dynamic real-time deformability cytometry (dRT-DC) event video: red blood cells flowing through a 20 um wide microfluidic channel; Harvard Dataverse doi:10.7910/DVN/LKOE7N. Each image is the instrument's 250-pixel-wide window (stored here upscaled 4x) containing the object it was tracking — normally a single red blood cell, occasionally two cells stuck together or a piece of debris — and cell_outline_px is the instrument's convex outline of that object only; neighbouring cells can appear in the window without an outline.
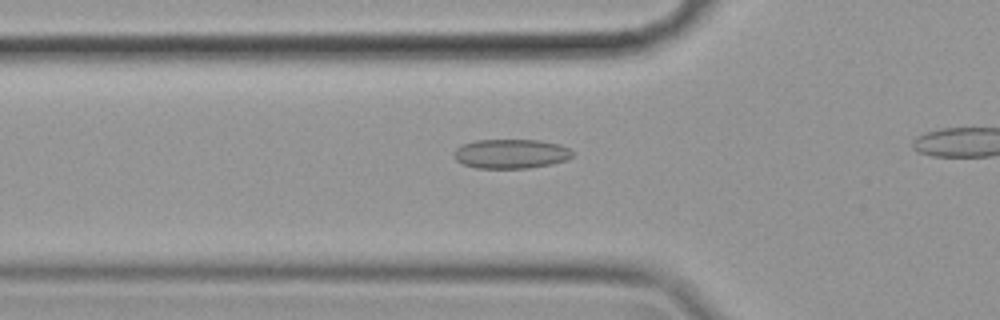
{"species": "common noctule bat (a hibernating species)", "species_latin": "Nyctalus noctula", "temperature_condition": "cold", "stored_images_in_passage": 21, "camera_frame_rate_fps": 3000, "um_per_image_px": 0.085, "animal": {"sex": "female", "body_mass_g": 19.9}, "frame": {"image": 1, "passage_image": 12, "time_ms": 3.667, "image_size_px": [1000, 320], "cell_outline_px": [[572, 156], [564, 160], [552, 164], [528, 168], [476, 168], [464, 164], [456, 160], [452, 156], [452, 152], [460, 144], [476, 140], [540, 140], [560, 144], [568, 148], [572, 152]], "centroid_in_image_um": [43.37, 13.06], "position_along_channel_um": 82.4, "area_um2": 20.4}}
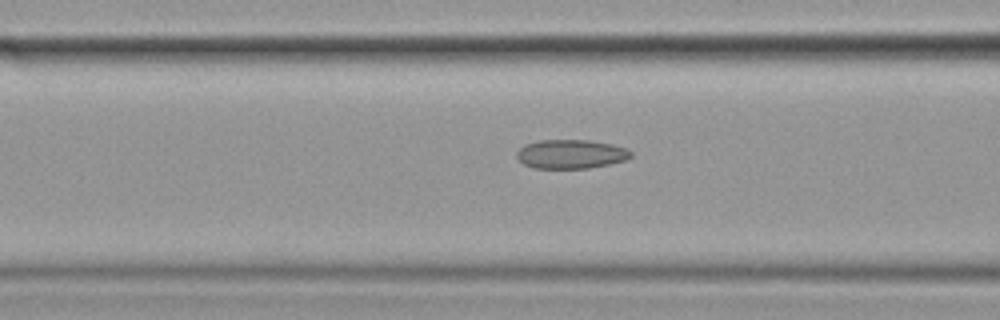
{"frame": {"image": 2, "passage_image": 15, "time_ms": 4.667, "image_size_px": [1000, 320], "cell_outline_px": [[632, 156], [624, 160], [608, 164], [588, 168], [532, 168], [524, 164], [516, 156], [516, 152], [524, 144], [540, 140], [588, 140], [612, 144], [628, 148], [632, 152]], "centroid_in_image_um": [48.52, 13.09], "position_along_channel_um": 118.1, "area_um2": 19.31}}
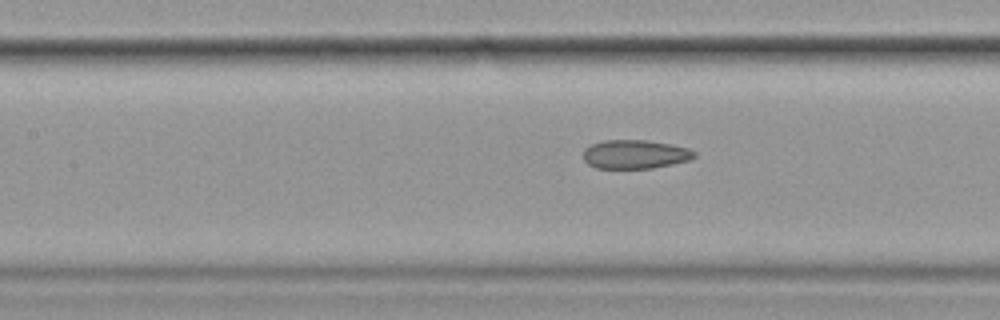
{"frame": {"image": 3, "passage_image": 18, "time_ms": 5.667, "image_size_px": [1000, 320], "cell_outline_px": [[696, 156], [688, 160], [672, 164], [652, 168], [596, 168], [588, 164], [584, 160], [584, 148], [592, 144], [604, 140], [644, 140], [672, 144], [688, 148], [696, 152]], "centroid_in_image_um": [53.98, 13.11], "position_along_channel_um": 153.4, "area_um2": 18.61}}